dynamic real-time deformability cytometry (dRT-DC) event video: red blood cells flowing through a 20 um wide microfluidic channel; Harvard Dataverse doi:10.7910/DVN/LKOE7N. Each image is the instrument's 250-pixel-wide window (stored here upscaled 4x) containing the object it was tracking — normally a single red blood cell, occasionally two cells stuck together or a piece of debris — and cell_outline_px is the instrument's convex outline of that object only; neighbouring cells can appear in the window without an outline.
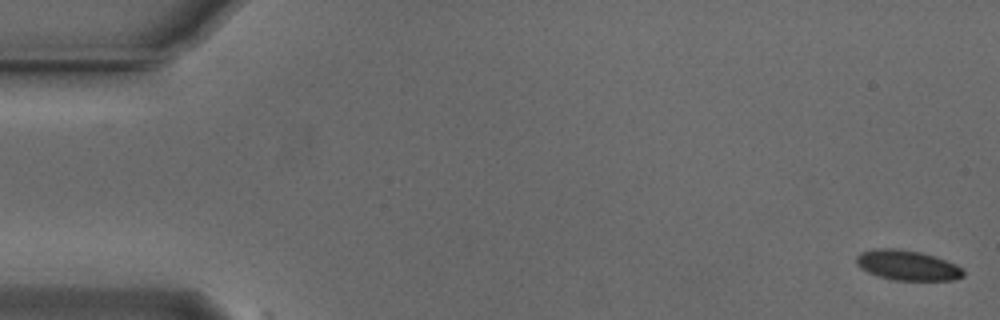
{"species": "Egyptian fruit bat (a non-hibernating species)", "species_latin": "Rousettus aegyptiacus", "temperature_condition": "cold", "stored_images_in_passage": 4, "camera_frame_rate_fps": 3000, "um_per_image_px": 0.085, "animal": {"sex": "male"}, "frame": {"image": 1, "passage_image": 1, "time_ms": 0.0, "image_size_px": [1000, 320], "cell_outline_px": [[964, 276], [952, 280], [896, 280], [880, 276], [868, 272], [860, 268], [856, 264], [856, 256], [860, 252], [872, 248], [896, 248], [920, 252], [956, 264], [964, 268]], "centroid_in_image_um": [77.1, 22.54], "position_along_channel_um": 7.9, "area_um2": 18.73}}